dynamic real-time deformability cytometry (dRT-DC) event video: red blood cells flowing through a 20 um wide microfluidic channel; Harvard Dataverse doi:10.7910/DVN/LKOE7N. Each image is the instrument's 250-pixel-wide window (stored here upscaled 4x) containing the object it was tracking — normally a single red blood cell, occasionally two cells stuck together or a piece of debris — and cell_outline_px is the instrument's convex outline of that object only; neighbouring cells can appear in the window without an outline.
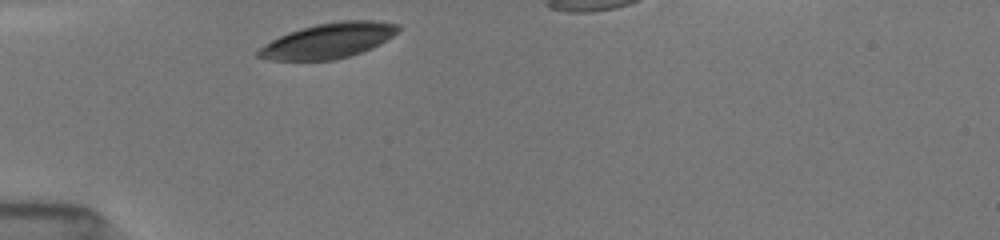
{"species": "common noctule bat (a hibernating species)", "species_latin": "Nyctalus noctula", "temperature_condition": "room temperature", "stored_images_in_passage": 12, "segment_of_instrument_passage": [1, 2], "camera_frame_rate_fps": 3000, "um_per_image_px": 0.085, "animal": {"sex": "female", "body_mass_g": 19.5, "forearm_length_mm": 54.1}, "frame": {"image": 1, "passage_image": 1, "time_ms": 0.0, "image_size_px": [1000, 240], "cell_outline_px": [[400, 28], [392, 36], [380, 44], [372, 48], [348, 56], [332, 60], [268, 60], [256, 56], [256, 52], [264, 44], [288, 32], [300, 28], [316, 24], [340, 20], [372, 20], [400, 24]], "centroid_in_image_um": [27.9, 3.44], "position_along_channel_um": 57.1, "area_um2": 28.61}}
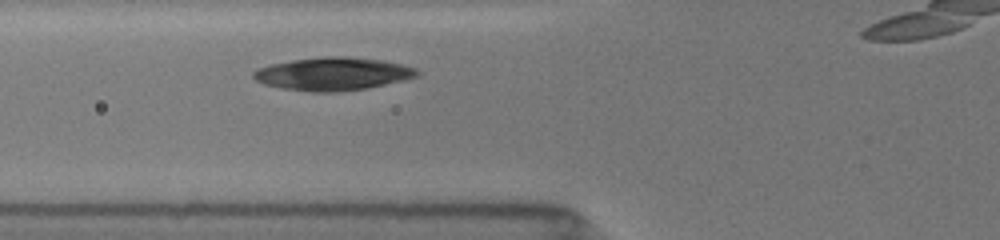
{"frame": {"image": 2, "passage_image": 4, "time_ms": 1.333, "image_size_px": [1000, 240], "cell_outline_px": [[420, 72], [416, 76], [404, 80], [368, 88], [336, 92], [312, 92], [284, 88], [264, 84], [256, 80], [252, 76], [252, 72], [256, 68], [272, 64], [292, 60], [324, 56], [348, 56], [384, 60], [404, 64], [416, 68]], "centroid_in_image_um": [28.31, 6.27], "position_along_channel_um": 97.5, "area_um2": 31.62}}
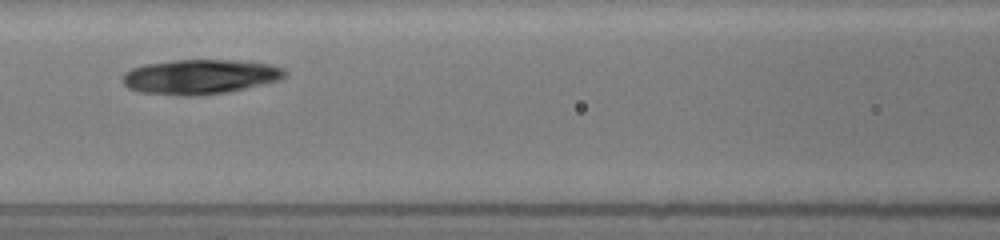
{"frame": {"image": 3, "passage_image": 6, "time_ms": 2.667, "image_size_px": [1000, 240], "cell_outline_px": [[288, 72], [280, 80], [228, 92], [200, 96], [184, 96], [140, 92], [128, 88], [124, 84], [124, 72], [132, 68], [144, 64], [176, 60], [240, 60], [272, 64], [284, 68]], "centroid_in_image_um": [17.04, 6.52], "position_along_channel_um": 149.6, "area_um2": 33.06}}